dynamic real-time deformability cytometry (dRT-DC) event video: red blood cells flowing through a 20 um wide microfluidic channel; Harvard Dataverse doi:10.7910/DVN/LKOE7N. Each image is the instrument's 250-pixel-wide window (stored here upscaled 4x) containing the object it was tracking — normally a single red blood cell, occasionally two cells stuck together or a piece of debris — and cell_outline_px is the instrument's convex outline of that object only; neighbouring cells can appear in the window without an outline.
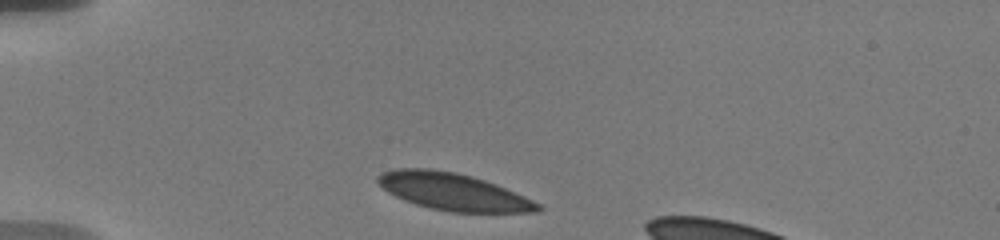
{"species": "human", "species_latin": "Homo sapiens", "temperature_condition": "warm", "stored_images_in_passage": 11, "camera_frame_rate_fps": 3000, "um_per_image_px": 0.085, "donor": {"sex": "male"}, "frame": {"image": 1, "passage_image": 1, "time_ms": 0.0, "image_size_px": [1000, 240], "cell_outline_px": [[544, 208], [536, 212], [448, 212], [416, 204], [404, 200], [388, 192], [376, 180], [376, 176], [384, 172], [396, 168], [432, 168], [456, 172], [472, 176], [496, 184], [524, 196], [540, 204]], "centroid_in_image_um": [38.52, 16.29], "position_along_channel_um": 46.5, "area_um2": 34.51}}
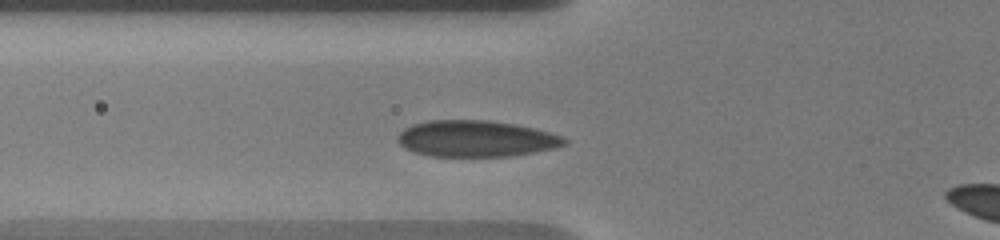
{"frame": {"image": 2, "passage_image": 7, "time_ms": 2.0, "image_size_px": [1000, 240], "cell_outline_px": [[568, 140], [564, 144], [556, 148], [508, 156], [432, 156], [412, 152], [404, 148], [396, 140], [396, 136], [404, 128], [412, 124], [428, 120], [488, 120], [516, 124], [548, 132], [560, 136]], "centroid_in_image_um": [40.39, 11.78], "position_along_channel_um": 85.4, "area_um2": 35.26}}
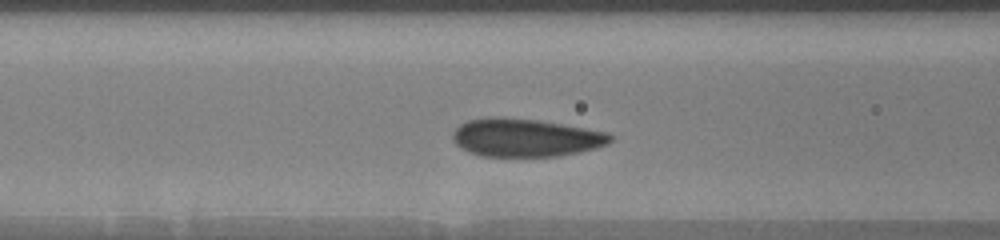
{"frame": {"image": 3, "passage_image": 10, "time_ms": 3.0, "image_size_px": [1000, 240], "cell_outline_px": [[612, 140], [608, 144], [596, 148], [580, 152], [560, 156], [484, 156], [468, 152], [460, 148], [452, 140], [452, 132], [460, 124], [468, 120], [488, 116], [496, 116], [536, 120], [608, 132], [612, 136]], "centroid_in_image_um": [44.64, 11.7], "position_along_channel_um": 122.0, "area_um2": 35.08}}